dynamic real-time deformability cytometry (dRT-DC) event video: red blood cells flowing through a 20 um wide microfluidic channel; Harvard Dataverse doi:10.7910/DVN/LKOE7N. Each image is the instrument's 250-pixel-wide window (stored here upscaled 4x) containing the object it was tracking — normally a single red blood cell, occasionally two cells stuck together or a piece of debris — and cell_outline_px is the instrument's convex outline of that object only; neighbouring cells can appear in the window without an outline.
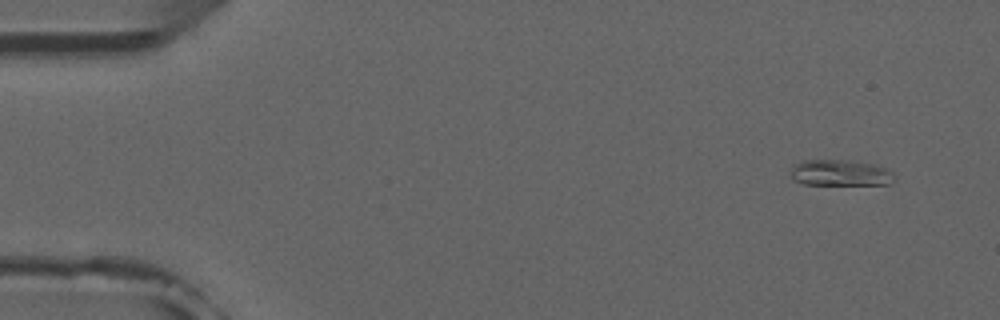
{"species": "common noctule bat (a hibernating species)", "species_latin": "Nyctalus noctula", "temperature_condition": "room temperature", "stored_images_in_passage": 6, "camera_frame_rate_fps": 3000, "um_per_image_px": 0.085, "animal": {"sex": "male", "forearm_length_mm": 52.5}, "frame": {"image": 1, "passage_image": 1, "time_ms": 0.0, "image_size_px": [1000, 320], "cell_outline_px": [[896, 176], [888, 184], [804, 184], [792, 180], [788, 172], [796, 164], [804, 160], [844, 160], [876, 164], [888, 168]], "centroid_in_image_um": [71.41, 14.69], "position_along_channel_um": 13.6, "area_um2": 15.84}}
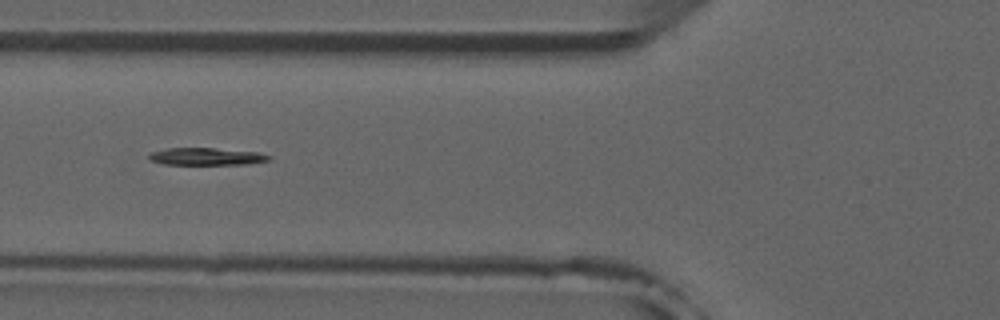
{"frame": {"image": 2, "passage_image": 5, "time_ms": 5.333, "image_size_px": [1000, 320], "cell_outline_px": [[272, 156], [268, 160], [244, 164], [164, 164], [152, 160], [148, 156], [152, 152], [164, 148], [212, 148], [256, 152]], "centroid_in_image_um": [17.52, 13.29], "position_along_channel_um": 108.3, "area_um2": 11.79}}
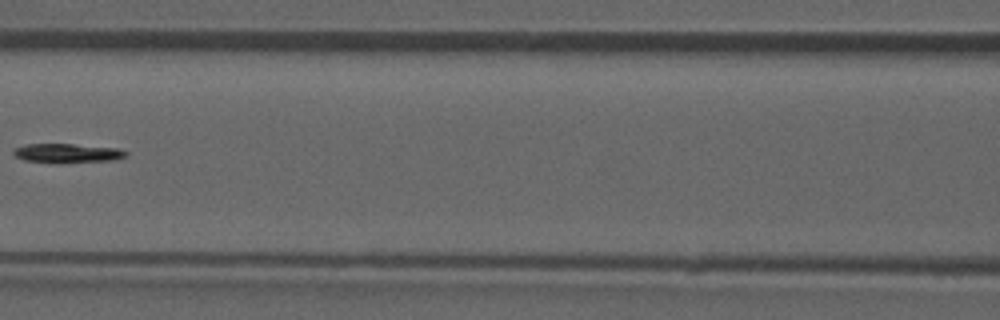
{"frame": {"image": 3, "passage_image": 6, "time_ms": 6.667, "image_size_px": [1000, 320], "cell_outline_px": [[128, 156], [116, 160], [24, 160], [16, 156], [12, 152], [16, 148], [28, 144], [72, 144], [120, 148], [128, 152]], "centroid_in_image_um": [5.82, 12.96], "position_along_channel_um": 160.8, "area_um2": 11.56}}